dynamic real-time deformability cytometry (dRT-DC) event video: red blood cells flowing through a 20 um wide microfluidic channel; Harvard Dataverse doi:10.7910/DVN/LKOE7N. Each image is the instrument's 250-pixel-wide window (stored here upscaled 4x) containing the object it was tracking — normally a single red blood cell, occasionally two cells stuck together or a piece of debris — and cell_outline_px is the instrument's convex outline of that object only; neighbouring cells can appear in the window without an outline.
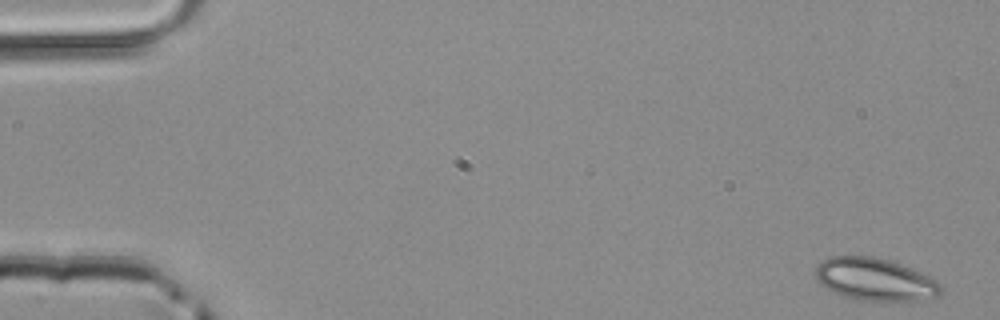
{"species": "common noctule bat (a hibernating species)", "species_latin": "Nyctalus noctula", "temperature_condition": "room temperature", "stored_images_in_passage": 49, "camera_frame_rate_fps": 3000, "um_per_image_px": 0.085, "animal": {"sex": "male", "body_mass_g": 20.4}, "frame": {"image": 1, "passage_image": 1, "time_ms": 0.0, "image_size_px": [1000, 320], "cell_outline_px": [[940, 292], [936, 296], [916, 300], [856, 300], [844, 296], [824, 288], [816, 280], [812, 272], [816, 264], [820, 260], [832, 256], [872, 256], [888, 260], [900, 264], [928, 276], [936, 280], [940, 284]], "centroid_in_image_um": [74.25, 23.73], "position_along_channel_um": 10.8, "area_um2": 30.98}}
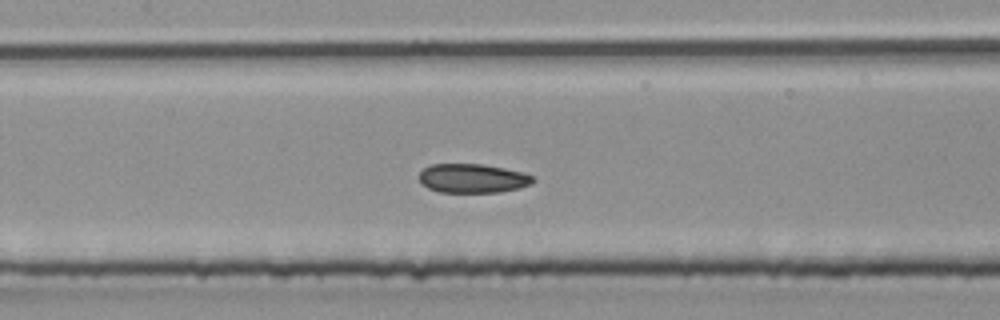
{"frame": {"image": 2, "passage_image": 23, "time_ms": 7.333, "image_size_px": [1000, 320], "cell_outline_px": [[536, 180], [532, 184], [520, 188], [500, 192], [440, 192], [428, 188], [420, 184], [420, 172], [424, 168], [432, 164], [484, 164], [524, 172], [532, 176]], "centroid_in_image_um": [40.2, 15.16], "position_along_channel_um": 167.2, "area_um2": 19.42}}
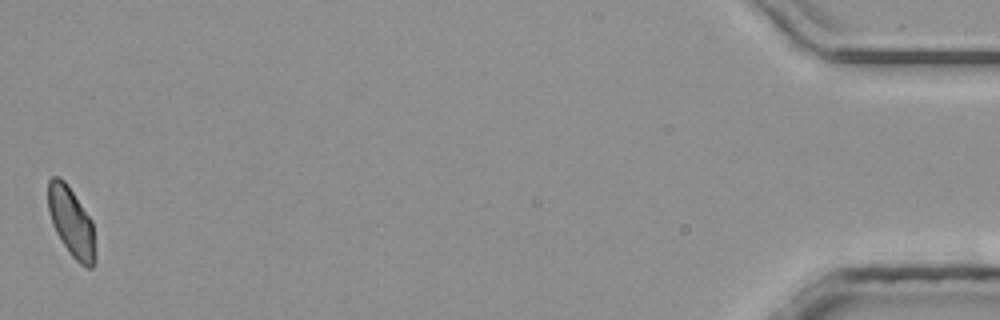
{"frame": {"image": 3, "passage_image": 49, "time_ms": 16.0, "image_size_px": [1000, 320], "cell_outline_px": [[96, 260], [92, 268], [88, 268], [80, 264], [72, 256], [60, 240], [52, 224], [48, 212], [48, 180], [52, 176], [60, 176], [64, 180], [92, 220], [96, 252]], "centroid_in_image_um": [6.07, 18.89], "position_along_channel_um": 429.1, "area_um2": 19.25}}